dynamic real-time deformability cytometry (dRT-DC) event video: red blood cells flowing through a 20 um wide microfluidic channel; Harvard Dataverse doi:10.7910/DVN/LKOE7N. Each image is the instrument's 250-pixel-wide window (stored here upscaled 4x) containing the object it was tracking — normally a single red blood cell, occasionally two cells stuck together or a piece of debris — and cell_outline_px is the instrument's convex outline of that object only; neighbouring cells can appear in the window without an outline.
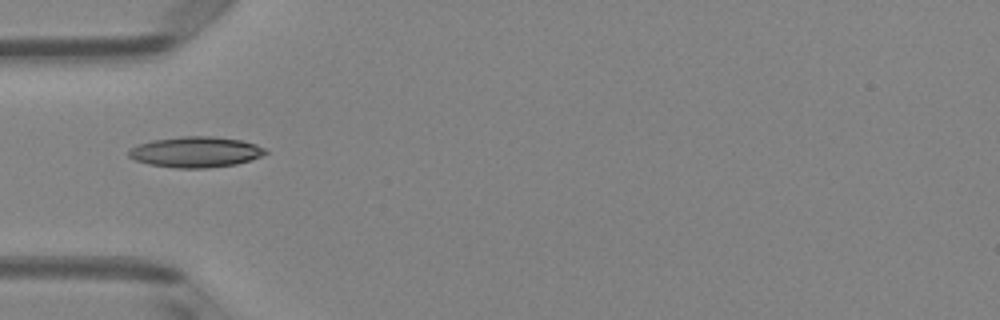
{"species": "Egyptian fruit bat (a non-hibernating species)", "species_latin": "Rousettus aegyptiacus", "temperature_condition": "room temperature", "stored_images_in_passage": 4, "camera_frame_rate_fps": 3000, "um_per_image_px": 0.085, "animal": {"sex": "female"}, "frame": {"image": 1, "passage_image": 1, "time_ms": 0.0, "image_size_px": [1000, 320], "cell_outline_px": [[268, 152], [260, 156], [236, 164], [208, 168], [176, 168], [148, 164], [136, 160], [128, 156], [128, 152], [132, 148], [140, 144], [152, 140], [180, 136], [212, 136], [240, 140], [256, 144], [264, 148]], "centroid_in_image_um": [16.62, 12.92], "position_along_channel_um": 68.4, "area_um2": 24.28}}
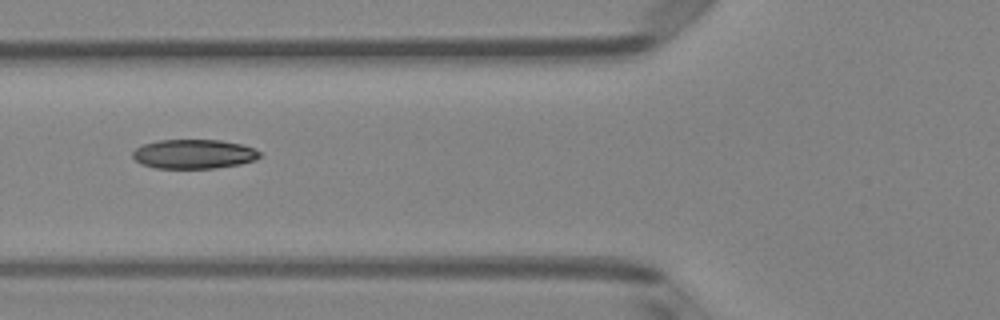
{"frame": {"image": 2, "passage_image": 4, "time_ms": 1.0, "image_size_px": [1000, 320], "cell_outline_px": [[260, 156], [256, 160], [240, 164], [216, 168], [156, 168], [140, 164], [132, 156], [132, 152], [136, 148], [144, 144], [160, 140], [220, 140], [240, 144], [252, 148], [260, 152]], "centroid_in_image_um": [16.46, 13.1], "position_along_channel_um": 109.3, "area_um2": 21.62}}